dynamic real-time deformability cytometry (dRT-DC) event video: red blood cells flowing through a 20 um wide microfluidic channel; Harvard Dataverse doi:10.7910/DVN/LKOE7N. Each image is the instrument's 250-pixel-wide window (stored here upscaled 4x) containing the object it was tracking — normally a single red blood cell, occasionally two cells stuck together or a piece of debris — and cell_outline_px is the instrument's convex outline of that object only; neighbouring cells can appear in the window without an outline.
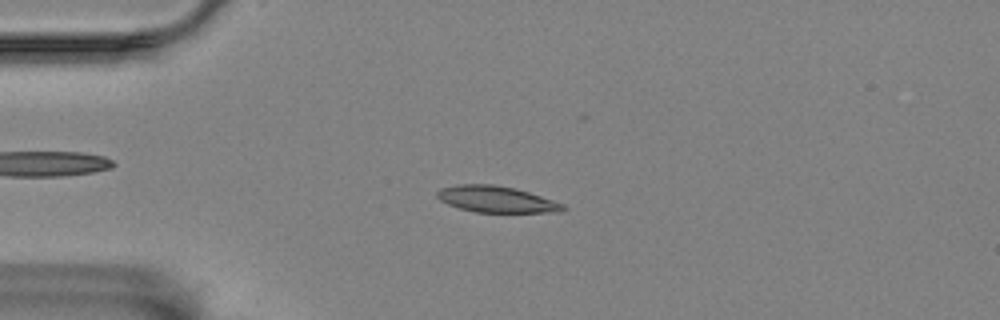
{"species": "Egyptian fruit bat (a non-hibernating species)", "species_latin": "Rousettus aegyptiacus", "temperature_condition": "room temperature", "stored_images_in_passage": 52, "camera_frame_rate_fps": 3000, "um_per_image_px": 0.085, "animal": {"sex": "female"}, "frame": {"image": 1, "passage_image": 8, "time_ms": 2.333, "image_size_px": [1000, 320], "cell_outline_px": [[568, 208], [564, 212], [476, 212], [460, 208], [448, 204], [440, 200], [436, 196], [436, 192], [440, 188], [456, 184], [492, 184], [516, 188], [564, 204]], "centroid_in_image_um": [42.19, 16.93], "position_along_channel_um": 42.8, "area_um2": 19.36}}
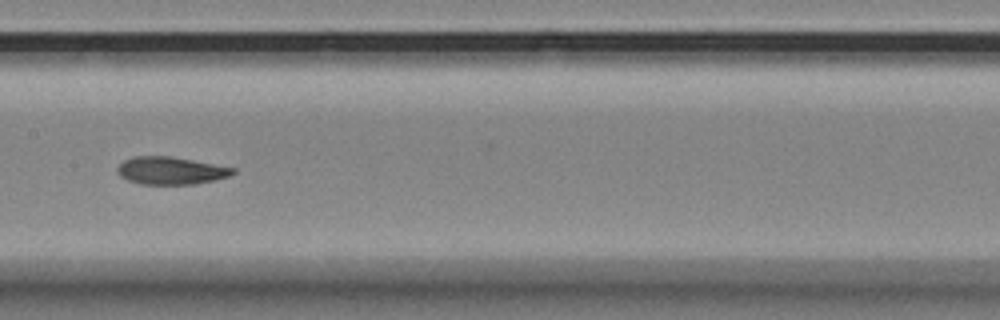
{"frame": {"image": 2, "passage_image": 23, "time_ms": 7.333, "image_size_px": [1000, 320], "cell_outline_px": [[236, 172], [228, 176], [196, 184], [140, 184], [128, 180], [120, 176], [116, 172], [116, 168], [124, 160], [132, 156], [168, 156], [192, 160], [236, 168]], "centroid_in_image_um": [14.48, 14.5], "position_along_channel_um": 192.9, "area_um2": 18.5}}
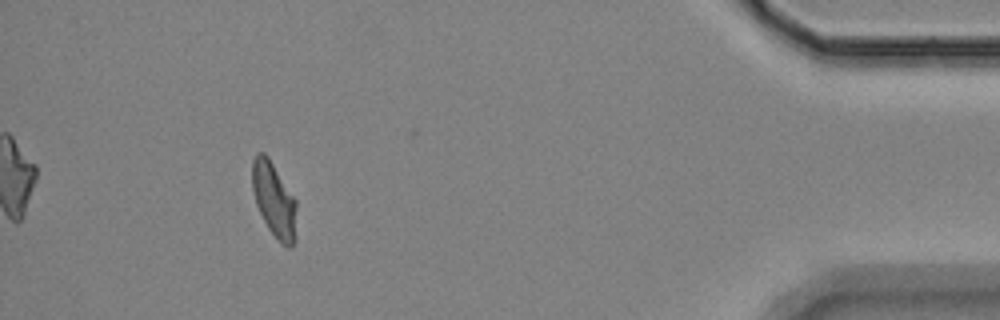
{"frame": {"image": 3, "passage_image": 47, "time_ms": 15.333, "image_size_px": [1000, 320], "cell_outline_px": [[296, 208], [292, 248], [288, 248], [280, 244], [268, 228], [256, 204], [252, 188], [252, 160], [256, 152], [264, 152], [268, 156], [296, 200]], "centroid_in_image_um": [23.26, 16.95], "position_along_channel_um": 411.9, "area_um2": 19.07}, "authors_computed_cell_mechanics": {"area_um2": 19.363, "velocity_mm_per_s": 3.4463, "shape_relaxation_time_tau1_ms": 5.6056, "shape_relaxation_time_tau2_ms": 3.1924, "deformation_change_tau1": 0.1759, "deformation_change_tau2": 0.0715}}